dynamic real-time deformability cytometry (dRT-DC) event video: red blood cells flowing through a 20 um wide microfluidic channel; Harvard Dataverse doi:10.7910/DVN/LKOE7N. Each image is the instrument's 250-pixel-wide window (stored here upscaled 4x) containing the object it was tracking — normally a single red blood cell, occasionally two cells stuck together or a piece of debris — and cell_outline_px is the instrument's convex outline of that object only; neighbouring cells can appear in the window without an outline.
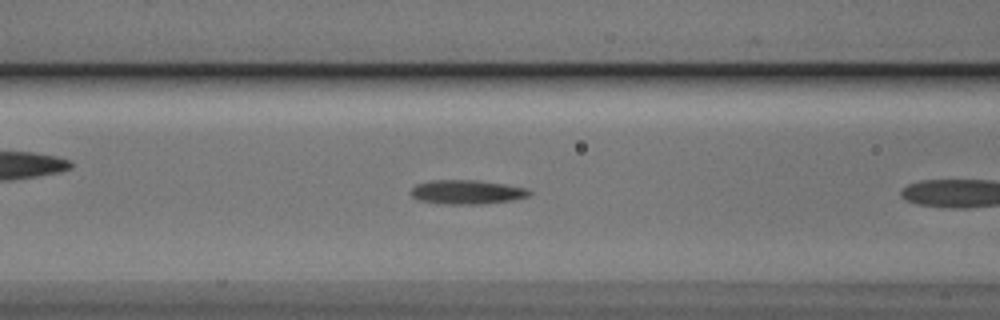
{"species": "Egyptian fruit bat (a non-hibernating species)", "species_latin": "Rousettus aegyptiacus", "temperature_condition": "cold", "stored_images_in_passage": 8, "camera_frame_rate_fps": 3000, "um_per_image_px": 0.085, "animal": {"sex": "male"}, "frame": {"image": 1, "passage_image": 7, "time_ms": 2.0, "image_size_px": [1000, 320], "cell_outline_px": [[532, 192], [528, 196], [512, 200], [484, 204], [440, 204], [420, 200], [412, 196], [412, 188], [416, 184], [436, 180], [476, 180], [504, 184], [528, 188]], "centroid_in_image_um": [39.71, 16.33], "position_along_channel_um": 126.9, "area_um2": 16.59}}